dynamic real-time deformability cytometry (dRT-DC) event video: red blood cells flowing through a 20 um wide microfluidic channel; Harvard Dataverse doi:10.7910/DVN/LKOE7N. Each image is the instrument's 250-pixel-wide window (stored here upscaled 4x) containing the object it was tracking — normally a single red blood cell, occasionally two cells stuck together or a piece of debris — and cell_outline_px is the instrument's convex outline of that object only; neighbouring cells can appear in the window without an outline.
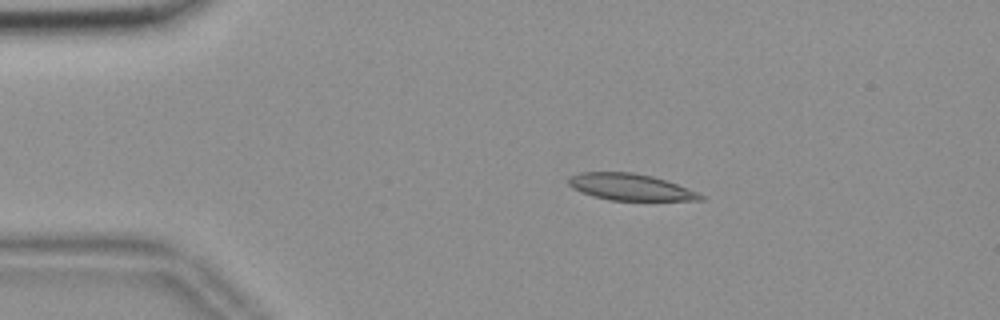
{"species": "common noctule bat (a hibernating species)", "species_latin": "Nyctalus noctula", "temperature_condition": "room temperature", "stored_images_in_passage": 30, "camera_frame_rate_fps": 3000, "um_per_image_px": 0.085, "animal": {"sex": "female", "body_mass_g": 18.4}, "frame": {"image": 1, "passage_image": 10, "time_ms": 3.0, "image_size_px": [1000, 320], "cell_outline_px": [[704, 200], [608, 200], [592, 196], [580, 192], [572, 188], [568, 184], [568, 176], [580, 172], [632, 172], [652, 176], [676, 184], [696, 192], [704, 196]], "centroid_in_image_um": [53.49, 15.89], "position_along_channel_um": 31.5, "area_um2": 20.35}}
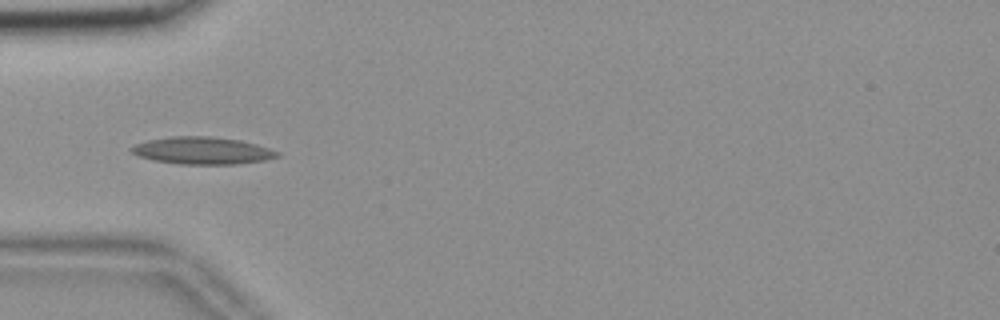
{"frame": {"image": 2, "passage_image": 17, "time_ms": 5.333, "image_size_px": [1000, 320], "cell_outline_px": [[280, 156], [264, 160], [240, 164], [180, 164], [156, 160], [140, 156], [132, 152], [128, 148], [136, 144], [148, 140], [172, 136], [212, 136], [240, 140], [256, 144], [280, 152]], "centroid_in_image_um": [17.23, 12.8], "position_along_channel_um": 67.8, "area_um2": 23.06}}
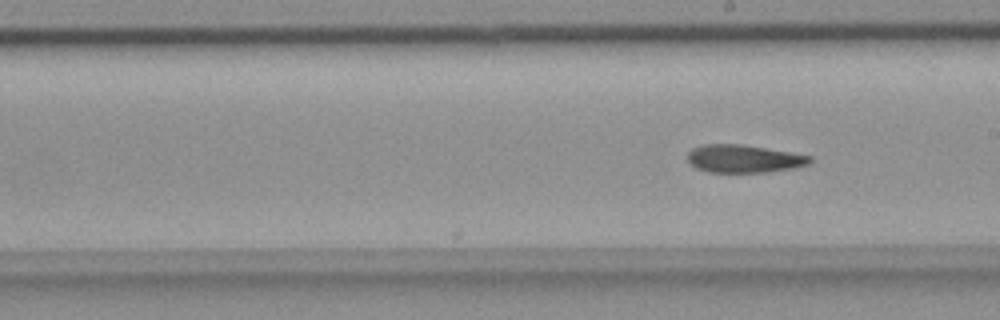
{"frame": {"image": 3, "passage_image": 30, "time_ms": 9.667, "image_size_px": [1000, 320], "cell_outline_px": [[812, 160], [808, 164], [796, 168], [768, 172], [708, 172], [696, 168], [688, 160], [688, 152], [692, 148], [704, 144], [740, 144], [812, 156]], "centroid_in_image_um": [63.22, 13.5], "position_along_channel_um": 225.8, "area_um2": 19.77}}